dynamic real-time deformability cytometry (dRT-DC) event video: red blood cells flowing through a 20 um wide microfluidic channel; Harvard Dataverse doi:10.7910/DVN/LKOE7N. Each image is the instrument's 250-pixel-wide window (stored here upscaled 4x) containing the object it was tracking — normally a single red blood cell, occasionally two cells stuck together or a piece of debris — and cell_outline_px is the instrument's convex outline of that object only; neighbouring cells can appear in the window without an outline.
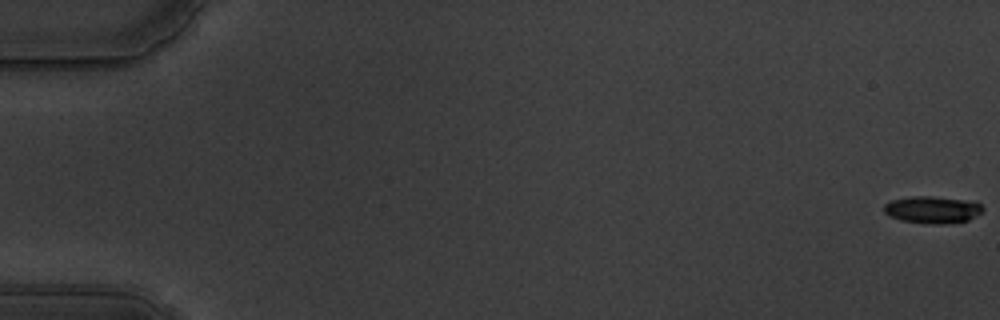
{"species": "common noctule bat (a hibernating species)", "species_latin": "Nyctalus noctula", "temperature_condition": "warm", "stored_images_in_passage": 59, "camera_frame_rate_fps": 3000, "um_per_image_px": 0.085, "animal": {"sex": "male", "body_mass_g": 19.5, "forearm_length_mm": 54.6}, "frame": {"image": 1, "passage_image": 1, "time_ms": 0.0, "image_size_px": [1000, 320], "cell_outline_px": [[984, 208], [980, 212], [968, 220], [944, 224], [932, 224], [900, 220], [888, 216], [884, 212], [884, 204], [892, 200], [912, 196], [932, 196], [976, 200]], "centroid_in_image_um": [79.26, 17.81], "position_along_channel_um": 5.7, "area_um2": 15.78}}
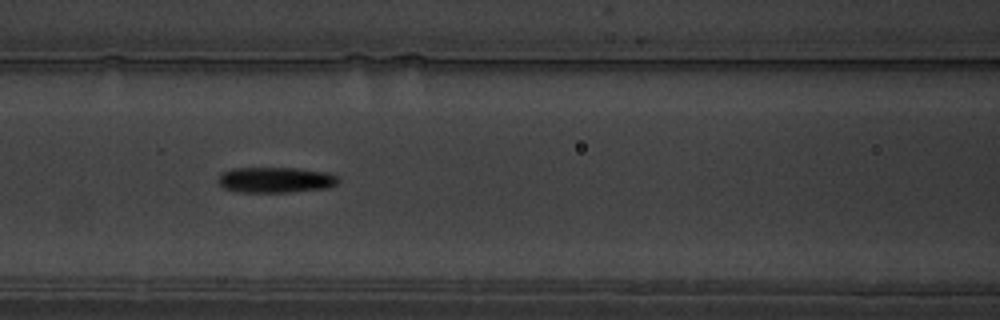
{"frame": {"image": 2, "passage_image": 27, "time_ms": 8.667, "image_size_px": [1000, 320], "cell_outline_px": [[340, 180], [336, 184], [328, 188], [288, 192], [240, 192], [224, 188], [216, 180], [220, 172], [232, 168], [296, 168], [328, 172], [336, 176]], "centroid_in_image_um": [23.39, 15.28], "position_along_channel_um": 143.2, "area_um2": 18.09}}
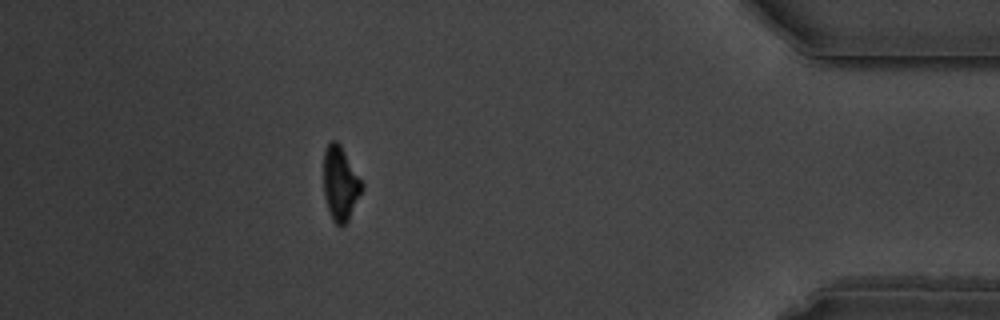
{"frame": {"image": 3, "passage_image": 53, "time_ms": 17.333, "image_size_px": [1000, 320], "cell_outline_px": [[364, 188], [348, 220], [344, 224], [336, 224], [332, 220], [324, 196], [324, 152], [328, 144], [332, 140], [336, 140], [340, 144], [364, 184]], "centroid_in_image_um": [28.94, 15.59], "position_along_channel_um": 406.3, "area_um2": 16.42}, "authors_computed_cell_mechanics": {"area_um2": 17.3978, "velocity_mm_per_s": 3.5371, "shape_relaxation_time_tau1_ms": 5.6485, "shape_relaxation_time_tau2_ms": null, "deformation_change_tau1": 0.187, "deformation_change_tau2": null}}